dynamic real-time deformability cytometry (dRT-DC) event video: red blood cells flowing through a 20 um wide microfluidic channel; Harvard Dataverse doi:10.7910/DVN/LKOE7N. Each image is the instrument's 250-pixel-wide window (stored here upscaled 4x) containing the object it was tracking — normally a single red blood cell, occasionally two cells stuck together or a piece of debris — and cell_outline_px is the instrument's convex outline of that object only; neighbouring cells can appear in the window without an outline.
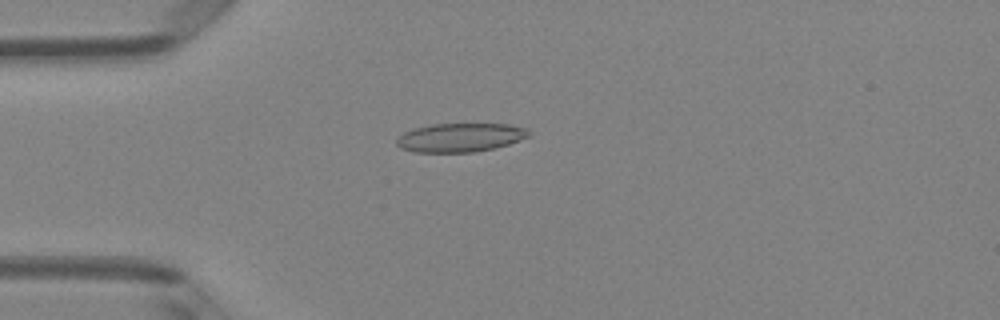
{"species": "Egyptian fruit bat (a non-hibernating species)", "species_latin": "Rousettus aegyptiacus", "temperature_condition": "room temperature", "stored_images_in_passage": 43, "camera_frame_rate_fps": 3000, "um_per_image_px": 0.085, "animal": {"sex": "female"}, "frame": {"image": 1, "passage_image": 6, "time_ms": 1.667, "image_size_px": [1000, 320], "cell_outline_px": [[528, 136], [520, 140], [508, 144], [476, 152], [416, 152], [400, 148], [396, 144], [396, 140], [404, 132], [412, 128], [432, 124], [508, 124], [524, 128], [528, 132]], "centroid_in_image_um": [39.06, 11.69], "position_along_channel_um": 45.9, "area_um2": 21.96}}
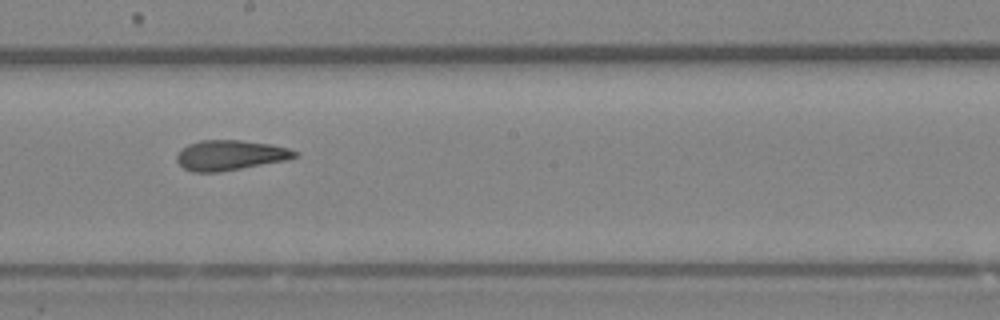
{"frame": {"image": 2, "passage_image": 21, "time_ms": 6.667, "image_size_px": [1000, 320], "cell_outline_px": [[296, 156], [288, 160], [220, 172], [192, 172], [184, 168], [176, 160], [176, 156], [188, 144], [200, 140], [240, 140], [272, 144], [288, 148], [296, 152]], "centroid_in_image_um": [19.57, 13.19], "position_along_channel_um": 228.6, "area_um2": 20.63}}
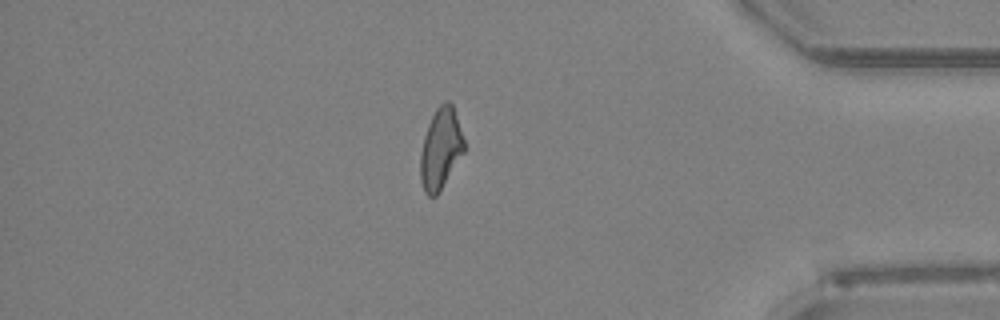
{"frame": {"image": 3, "passage_image": 36, "time_ms": 11.667, "image_size_px": [1000, 320], "cell_outline_px": [[464, 152], [440, 192], [436, 196], [428, 196], [424, 192], [420, 180], [420, 152], [424, 136], [428, 124], [436, 108], [444, 100], [448, 100], [452, 104], [464, 140]], "centroid_in_image_um": [37.44, 12.67], "position_along_channel_um": 397.8, "area_um2": 20.69}, "authors_computed_cell_mechanics": {"area_um2": 20.8658, "velocity_mm_per_s": 4.0234, "shape_relaxation_time_tau1_ms": null, "shape_relaxation_time_tau2_ms": 1.2826, "deformation_change_tau1": null, "deformation_change_tau2": 0.0791}}